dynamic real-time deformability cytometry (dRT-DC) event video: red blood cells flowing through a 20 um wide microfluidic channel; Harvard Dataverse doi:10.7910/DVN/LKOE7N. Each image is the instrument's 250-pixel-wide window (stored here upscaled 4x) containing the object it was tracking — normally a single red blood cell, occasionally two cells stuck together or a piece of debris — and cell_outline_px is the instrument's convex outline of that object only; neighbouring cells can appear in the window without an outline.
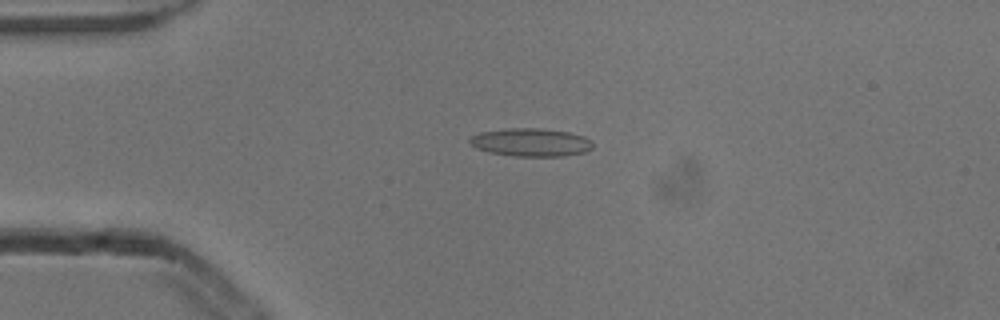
{"species": "common noctule bat (a hibernating species)", "species_latin": "Nyctalus noctula", "temperature_condition": "cold", "stored_images_in_passage": 2, "camera_frame_rate_fps": 3000, "um_per_image_px": 0.085, "animal": {"sex": "male", "body_mass_g": 13.3}, "frame": {"image": 1, "passage_image": 2, "time_ms": 0.333, "image_size_px": [1000, 320], "cell_outline_px": [[592, 148], [584, 152], [564, 156], [512, 156], [488, 152], [476, 148], [468, 140], [472, 136], [480, 132], [508, 128], [540, 128], [568, 132], [584, 136], [592, 140]], "centroid_in_image_um": [45.13, 12.1], "position_along_channel_um": 39.9, "area_um2": 20.17}}